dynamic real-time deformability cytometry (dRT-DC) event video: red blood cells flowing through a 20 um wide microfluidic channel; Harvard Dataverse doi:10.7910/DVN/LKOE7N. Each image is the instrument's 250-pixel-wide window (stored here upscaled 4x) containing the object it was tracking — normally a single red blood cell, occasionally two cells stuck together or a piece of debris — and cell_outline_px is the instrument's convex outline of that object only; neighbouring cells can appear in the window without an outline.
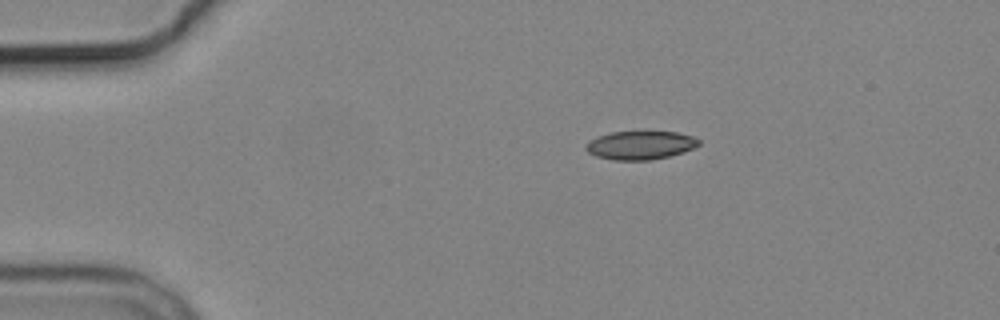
{"species": "common noctule bat (a hibernating species)", "species_latin": "Nyctalus noctula", "temperature_condition": "cold", "stored_images_in_passage": 4, "camera_frame_rate_fps": 3000, "um_per_image_px": 0.085, "animal": {"sex": "male", "body_mass_g": 19.2, "forearm_length_mm": 51.8}, "frame": {"image": 1, "passage_image": 1, "time_ms": 0.0, "image_size_px": [1000, 320], "cell_outline_px": [[700, 144], [684, 152], [668, 156], [648, 160], [612, 160], [596, 156], [588, 152], [584, 148], [588, 140], [612, 132], [676, 132], [692, 136], [700, 140]], "centroid_in_image_um": [54.41, 12.35], "position_along_channel_um": 30.6, "area_um2": 18.61}}
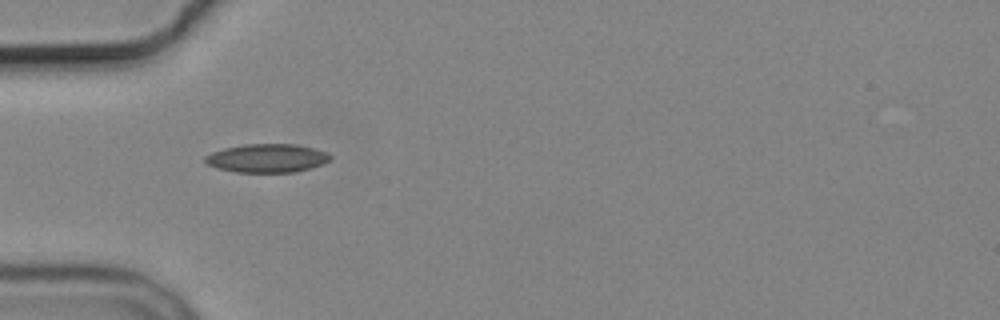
{"frame": {"image": 2, "passage_image": 3, "time_ms": 2.333, "image_size_px": [1000, 320], "cell_outline_px": [[332, 156], [324, 164], [312, 168], [296, 172], [236, 172], [216, 168], [208, 164], [204, 160], [204, 156], [212, 152], [224, 148], [244, 144], [296, 144], [312, 148], [324, 152]], "centroid_in_image_um": [22.68, 13.45], "position_along_channel_um": 62.3, "area_um2": 20.81}}
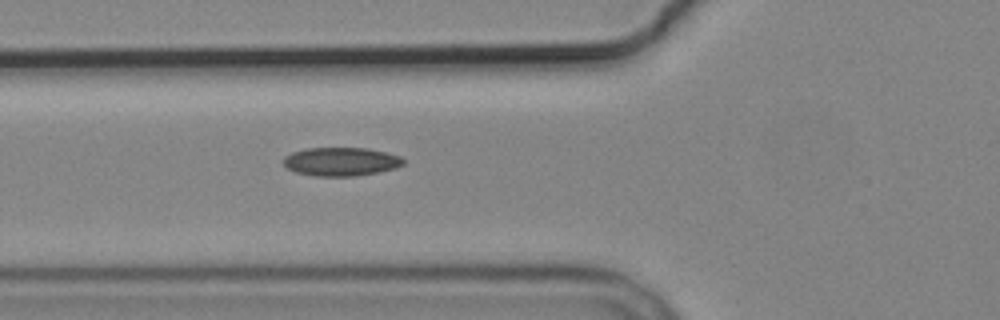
{"frame": {"image": 3, "passage_image": 4, "time_ms": 3.333, "image_size_px": [1000, 320], "cell_outline_px": [[404, 164], [396, 168], [380, 172], [356, 176], [316, 176], [296, 172], [288, 168], [280, 160], [284, 156], [292, 152], [304, 148], [368, 148], [400, 156], [404, 160]], "centroid_in_image_um": [28.97, 13.73], "position_along_channel_um": 96.8, "area_um2": 20.11}}